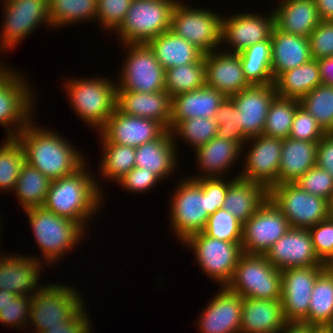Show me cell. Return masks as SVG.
<instances>
[{
    "instance_id": "cell-1",
    "label": "cell",
    "mask_w": 333,
    "mask_h": 333,
    "mask_svg": "<svg viewBox=\"0 0 333 333\" xmlns=\"http://www.w3.org/2000/svg\"><path fill=\"white\" fill-rule=\"evenodd\" d=\"M33 124L31 121L16 136L23 145L26 163L51 180L70 175L86 163L81 152L61 135Z\"/></svg>"
},
{
    "instance_id": "cell-2",
    "label": "cell",
    "mask_w": 333,
    "mask_h": 333,
    "mask_svg": "<svg viewBox=\"0 0 333 333\" xmlns=\"http://www.w3.org/2000/svg\"><path fill=\"white\" fill-rule=\"evenodd\" d=\"M85 167L84 164L76 172L52 180L43 204L55 215L75 221L84 230L87 226L84 223L97 213L102 200L97 181Z\"/></svg>"
},
{
    "instance_id": "cell-3",
    "label": "cell",
    "mask_w": 333,
    "mask_h": 333,
    "mask_svg": "<svg viewBox=\"0 0 333 333\" xmlns=\"http://www.w3.org/2000/svg\"><path fill=\"white\" fill-rule=\"evenodd\" d=\"M179 0H132L128 13L115 30L123 44H147L171 29L172 13Z\"/></svg>"
},
{
    "instance_id": "cell-4",
    "label": "cell",
    "mask_w": 333,
    "mask_h": 333,
    "mask_svg": "<svg viewBox=\"0 0 333 333\" xmlns=\"http://www.w3.org/2000/svg\"><path fill=\"white\" fill-rule=\"evenodd\" d=\"M28 215L36 243L44 259L54 263L59 257L74 249L85 235L84 229L75 221L57 216L43 206L24 210ZM77 243V244H76Z\"/></svg>"
},
{
    "instance_id": "cell-5",
    "label": "cell",
    "mask_w": 333,
    "mask_h": 333,
    "mask_svg": "<svg viewBox=\"0 0 333 333\" xmlns=\"http://www.w3.org/2000/svg\"><path fill=\"white\" fill-rule=\"evenodd\" d=\"M69 103L81 120L92 125L93 128H102L116 108V87L114 81L106 78L71 79L64 84Z\"/></svg>"
},
{
    "instance_id": "cell-6",
    "label": "cell",
    "mask_w": 333,
    "mask_h": 333,
    "mask_svg": "<svg viewBox=\"0 0 333 333\" xmlns=\"http://www.w3.org/2000/svg\"><path fill=\"white\" fill-rule=\"evenodd\" d=\"M226 287L243 298L281 300V271L265 255L243 253Z\"/></svg>"
},
{
    "instance_id": "cell-7",
    "label": "cell",
    "mask_w": 333,
    "mask_h": 333,
    "mask_svg": "<svg viewBox=\"0 0 333 333\" xmlns=\"http://www.w3.org/2000/svg\"><path fill=\"white\" fill-rule=\"evenodd\" d=\"M81 294L71 286L47 284L32 296L29 322L35 326L34 333H41L48 327L65 324L84 306Z\"/></svg>"
},
{
    "instance_id": "cell-8",
    "label": "cell",
    "mask_w": 333,
    "mask_h": 333,
    "mask_svg": "<svg viewBox=\"0 0 333 333\" xmlns=\"http://www.w3.org/2000/svg\"><path fill=\"white\" fill-rule=\"evenodd\" d=\"M269 198L284 214L291 228L309 229L329 218V201L309 194L295 183L273 186Z\"/></svg>"
},
{
    "instance_id": "cell-9",
    "label": "cell",
    "mask_w": 333,
    "mask_h": 333,
    "mask_svg": "<svg viewBox=\"0 0 333 333\" xmlns=\"http://www.w3.org/2000/svg\"><path fill=\"white\" fill-rule=\"evenodd\" d=\"M183 244L194 250L198 265L208 277L223 287L231 282L243 254L241 242H226L199 232L188 237Z\"/></svg>"
},
{
    "instance_id": "cell-10",
    "label": "cell",
    "mask_w": 333,
    "mask_h": 333,
    "mask_svg": "<svg viewBox=\"0 0 333 333\" xmlns=\"http://www.w3.org/2000/svg\"><path fill=\"white\" fill-rule=\"evenodd\" d=\"M181 182V184H180ZM172 196L171 225L181 242L203 232L208 221L207 194L192 177L179 181Z\"/></svg>"
},
{
    "instance_id": "cell-11",
    "label": "cell",
    "mask_w": 333,
    "mask_h": 333,
    "mask_svg": "<svg viewBox=\"0 0 333 333\" xmlns=\"http://www.w3.org/2000/svg\"><path fill=\"white\" fill-rule=\"evenodd\" d=\"M221 15L206 9H194L178 1L174 7L171 31L195 45L204 54L218 50L221 44Z\"/></svg>"
},
{
    "instance_id": "cell-12",
    "label": "cell",
    "mask_w": 333,
    "mask_h": 333,
    "mask_svg": "<svg viewBox=\"0 0 333 333\" xmlns=\"http://www.w3.org/2000/svg\"><path fill=\"white\" fill-rule=\"evenodd\" d=\"M128 46L127 61L123 64L117 86L122 90L153 93L165 90L166 70L158 62L148 44Z\"/></svg>"
},
{
    "instance_id": "cell-13",
    "label": "cell",
    "mask_w": 333,
    "mask_h": 333,
    "mask_svg": "<svg viewBox=\"0 0 333 333\" xmlns=\"http://www.w3.org/2000/svg\"><path fill=\"white\" fill-rule=\"evenodd\" d=\"M290 229L280 209L268 200L243 224V253L265 255L269 248Z\"/></svg>"
},
{
    "instance_id": "cell-14",
    "label": "cell",
    "mask_w": 333,
    "mask_h": 333,
    "mask_svg": "<svg viewBox=\"0 0 333 333\" xmlns=\"http://www.w3.org/2000/svg\"><path fill=\"white\" fill-rule=\"evenodd\" d=\"M324 269L310 266L281 271V304L286 322L302 323L307 318L314 283Z\"/></svg>"
},
{
    "instance_id": "cell-15",
    "label": "cell",
    "mask_w": 333,
    "mask_h": 333,
    "mask_svg": "<svg viewBox=\"0 0 333 333\" xmlns=\"http://www.w3.org/2000/svg\"><path fill=\"white\" fill-rule=\"evenodd\" d=\"M5 16L1 30L2 50L15 47L41 23L50 25L48 0H4ZM5 48V49H4Z\"/></svg>"
},
{
    "instance_id": "cell-16",
    "label": "cell",
    "mask_w": 333,
    "mask_h": 333,
    "mask_svg": "<svg viewBox=\"0 0 333 333\" xmlns=\"http://www.w3.org/2000/svg\"><path fill=\"white\" fill-rule=\"evenodd\" d=\"M24 80L22 74L13 72L0 85V124L7 127V138H16L33 119V94ZM12 126L14 129L11 130Z\"/></svg>"
},
{
    "instance_id": "cell-17",
    "label": "cell",
    "mask_w": 333,
    "mask_h": 333,
    "mask_svg": "<svg viewBox=\"0 0 333 333\" xmlns=\"http://www.w3.org/2000/svg\"><path fill=\"white\" fill-rule=\"evenodd\" d=\"M252 141V148L248 150L245 159L244 171L237 177L261 184L270 190L277 185L283 139L262 134L247 139V143Z\"/></svg>"
},
{
    "instance_id": "cell-18",
    "label": "cell",
    "mask_w": 333,
    "mask_h": 333,
    "mask_svg": "<svg viewBox=\"0 0 333 333\" xmlns=\"http://www.w3.org/2000/svg\"><path fill=\"white\" fill-rule=\"evenodd\" d=\"M269 14L264 18L262 14L247 12L233 14L228 19L222 17L221 43L229 42V45H232V52L231 50L228 52L238 54L258 42L271 41L275 16L273 12Z\"/></svg>"
},
{
    "instance_id": "cell-19",
    "label": "cell",
    "mask_w": 333,
    "mask_h": 333,
    "mask_svg": "<svg viewBox=\"0 0 333 333\" xmlns=\"http://www.w3.org/2000/svg\"><path fill=\"white\" fill-rule=\"evenodd\" d=\"M276 95L275 86L272 83L251 85L231 96L238 110V128L246 139L263 134L266 116Z\"/></svg>"
},
{
    "instance_id": "cell-20",
    "label": "cell",
    "mask_w": 333,
    "mask_h": 333,
    "mask_svg": "<svg viewBox=\"0 0 333 333\" xmlns=\"http://www.w3.org/2000/svg\"><path fill=\"white\" fill-rule=\"evenodd\" d=\"M280 271L292 267L324 266L316 255L309 229L291 228L265 253Z\"/></svg>"
},
{
    "instance_id": "cell-21",
    "label": "cell",
    "mask_w": 333,
    "mask_h": 333,
    "mask_svg": "<svg viewBox=\"0 0 333 333\" xmlns=\"http://www.w3.org/2000/svg\"><path fill=\"white\" fill-rule=\"evenodd\" d=\"M98 131L107 143L136 148L158 139L166 129L157 121L129 116L115 108L105 125Z\"/></svg>"
},
{
    "instance_id": "cell-22",
    "label": "cell",
    "mask_w": 333,
    "mask_h": 333,
    "mask_svg": "<svg viewBox=\"0 0 333 333\" xmlns=\"http://www.w3.org/2000/svg\"><path fill=\"white\" fill-rule=\"evenodd\" d=\"M206 86L231 97L251 85L245 79L242 62L237 53L210 52L204 54Z\"/></svg>"
},
{
    "instance_id": "cell-23",
    "label": "cell",
    "mask_w": 333,
    "mask_h": 333,
    "mask_svg": "<svg viewBox=\"0 0 333 333\" xmlns=\"http://www.w3.org/2000/svg\"><path fill=\"white\" fill-rule=\"evenodd\" d=\"M116 108L129 116L159 122L166 130L172 116V97L165 91H128L116 87Z\"/></svg>"
},
{
    "instance_id": "cell-24",
    "label": "cell",
    "mask_w": 333,
    "mask_h": 333,
    "mask_svg": "<svg viewBox=\"0 0 333 333\" xmlns=\"http://www.w3.org/2000/svg\"><path fill=\"white\" fill-rule=\"evenodd\" d=\"M243 297L222 287L199 317L202 333H240Z\"/></svg>"
},
{
    "instance_id": "cell-25",
    "label": "cell",
    "mask_w": 333,
    "mask_h": 333,
    "mask_svg": "<svg viewBox=\"0 0 333 333\" xmlns=\"http://www.w3.org/2000/svg\"><path fill=\"white\" fill-rule=\"evenodd\" d=\"M0 255V290L20 296H33L44 287L37 282L42 269L41 260L17 254L9 257L8 254Z\"/></svg>"
},
{
    "instance_id": "cell-26",
    "label": "cell",
    "mask_w": 333,
    "mask_h": 333,
    "mask_svg": "<svg viewBox=\"0 0 333 333\" xmlns=\"http://www.w3.org/2000/svg\"><path fill=\"white\" fill-rule=\"evenodd\" d=\"M312 58L307 37L279 30L276 26L271 35V70L275 80L281 73L297 68Z\"/></svg>"
},
{
    "instance_id": "cell-27",
    "label": "cell",
    "mask_w": 333,
    "mask_h": 333,
    "mask_svg": "<svg viewBox=\"0 0 333 333\" xmlns=\"http://www.w3.org/2000/svg\"><path fill=\"white\" fill-rule=\"evenodd\" d=\"M226 96L216 89L204 86L172 97L171 131L180 121L198 117L214 118Z\"/></svg>"
},
{
    "instance_id": "cell-28",
    "label": "cell",
    "mask_w": 333,
    "mask_h": 333,
    "mask_svg": "<svg viewBox=\"0 0 333 333\" xmlns=\"http://www.w3.org/2000/svg\"><path fill=\"white\" fill-rule=\"evenodd\" d=\"M286 323L281 300L243 298L240 333H279Z\"/></svg>"
},
{
    "instance_id": "cell-29",
    "label": "cell",
    "mask_w": 333,
    "mask_h": 333,
    "mask_svg": "<svg viewBox=\"0 0 333 333\" xmlns=\"http://www.w3.org/2000/svg\"><path fill=\"white\" fill-rule=\"evenodd\" d=\"M273 14L279 30L307 38L321 22L314 0H283Z\"/></svg>"
},
{
    "instance_id": "cell-30",
    "label": "cell",
    "mask_w": 333,
    "mask_h": 333,
    "mask_svg": "<svg viewBox=\"0 0 333 333\" xmlns=\"http://www.w3.org/2000/svg\"><path fill=\"white\" fill-rule=\"evenodd\" d=\"M318 142L283 139L277 185L294 183L316 166Z\"/></svg>"
},
{
    "instance_id": "cell-31",
    "label": "cell",
    "mask_w": 333,
    "mask_h": 333,
    "mask_svg": "<svg viewBox=\"0 0 333 333\" xmlns=\"http://www.w3.org/2000/svg\"><path fill=\"white\" fill-rule=\"evenodd\" d=\"M171 131L135 148V167L151 170L160 181L171 175L177 165L176 143Z\"/></svg>"
},
{
    "instance_id": "cell-32",
    "label": "cell",
    "mask_w": 333,
    "mask_h": 333,
    "mask_svg": "<svg viewBox=\"0 0 333 333\" xmlns=\"http://www.w3.org/2000/svg\"><path fill=\"white\" fill-rule=\"evenodd\" d=\"M269 198V190L237 177L228 187L223 209L244 224Z\"/></svg>"
},
{
    "instance_id": "cell-33",
    "label": "cell",
    "mask_w": 333,
    "mask_h": 333,
    "mask_svg": "<svg viewBox=\"0 0 333 333\" xmlns=\"http://www.w3.org/2000/svg\"><path fill=\"white\" fill-rule=\"evenodd\" d=\"M243 149L244 147L236 141H229L216 136L195 151L198 159L196 162L199 163V169L202 168L201 170L204 173H202L203 175H196L197 177L192 179L223 177V172H226L225 169L232 168V163L234 164L237 161L238 156L240 158V152ZM221 174L222 176H220Z\"/></svg>"
},
{
    "instance_id": "cell-34",
    "label": "cell",
    "mask_w": 333,
    "mask_h": 333,
    "mask_svg": "<svg viewBox=\"0 0 333 333\" xmlns=\"http://www.w3.org/2000/svg\"><path fill=\"white\" fill-rule=\"evenodd\" d=\"M161 66L171 67L198 62L204 53L195 45L176 35L171 30L165 31L148 43Z\"/></svg>"
},
{
    "instance_id": "cell-35",
    "label": "cell",
    "mask_w": 333,
    "mask_h": 333,
    "mask_svg": "<svg viewBox=\"0 0 333 333\" xmlns=\"http://www.w3.org/2000/svg\"><path fill=\"white\" fill-rule=\"evenodd\" d=\"M321 84L320 69L316 59L287 70L274 80L277 95L299 101Z\"/></svg>"
},
{
    "instance_id": "cell-36",
    "label": "cell",
    "mask_w": 333,
    "mask_h": 333,
    "mask_svg": "<svg viewBox=\"0 0 333 333\" xmlns=\"http://www.w3.org/2000/svg\"><path fill=\"white\" fill-rule=\"evenodd\" d=\"M311 326H333V272L324 269L317 277L311 294L307 318Z\"/></svg>"
},
{
    "instance_id": "cell-37",
    "label": "cell",
    "mask_w": 333,
    "mask_h": 333,
    "mask_svg": "<svg viewBox=\"0 0 333 333\" xmlns=\"http://www.w3.org/2000/svg\"><path fill=\"white\" fill-rule=\"evenodd\" d=\"M52 180L28 163H24L13 190L24 210L43 206Z\"/></svg>"
},
{
    "instance_id": "cell-38",
    "label": "cell",
    "mask_w": 333,
    "mask_h": 333,
    "mask_svg": "<svg viewBox=\"0 0 333 333\" xmlns=\"http://www.w3.org/2000/svg\"><path fill=\"white\" fill-rule=\"evenodd\" d=\"M245 79L250 85L274 83L271 70V41H261L238 53Z\"/></svg>"
},
{
    "instance_id": "cell-39",
    "label": "cell",
    "mask_w": 333,
    "mask_h": 333,
    "mask_svg": "<svg viewBox=\"0 0 333 333\" xmlns=\"http://www.w3.org/2000/svg\"><path fill=\"white\" fill-rule=\"evenodd\" d=\"M96 12L97 0H48L50 28L81 23L83 19L91 21L96 19Z\"/></svg>"
},
{
    "instance_id": "cell-40",
    "label": "cell",
    "mask_w": 333,
    "mask_h": 333,
    "mask_svg": "<svg viewBox=\"0 0 333 333\" xmlns=\"http://www.w3.org/2000/svg\"><path fill=\"white\" fill-rule=\"evenodd\" d=\"M205 85L204 56L196 63L171 67L166 70L165 91L171 97L202 88Z\"/></svg>"
},
{
    "instance_id": "cell-41",
    "label": "cell",
    "mask_w": 333,
    "mask_h": 333,
    "mask_svg": "<svg viewBox=\"0 0 333 333\" xmlns=\"http://www.w3.org/2000/svg\"><path fill=\"white\" fill-rule=\"evenodd\" d=\"M103 158H101L100 168L105 178H110L118 182L131 169L135 167V147L107 143L102 137Z\"/></svg>"
},
{
    "instance_id": "cell-42",
    "label": "cell",
    "mask_w": 333,
    "mask_h": 333,
    "mask_svg": "<svg viewBox=\"0 0 333 333\" xmlns=\"http://www.w3.org/2000/svg\"><path fill=\"white\" fill-rule=\"evenodd\" d=\"M299 105V100L276 95L266 116L263 135L281 139L288 138Z\"/></svg>"
},
{
    "instance_id": "cell-43",
    "label": "cell",
    "mask_w": 333,
    "mask_h": 333,
    "mask_svg": "<svg viewBox=\"0 0 333 333\" xmlns=\"http://www.w3.org/2000/svg\"><path fill=\"white\" fill-rule=\"evenodd\" d=\"M300 105L311 114L326 133H333V86L321 84L306 94Z\"/></svg>"
},
{
    "instance_id": "cell-44",
    "label": "cell",
    "mask_w": 333,
    "mask_h": 333,
    "mask_svg": "<svg viewBox=\"0 0 333 333\" xmlns=\"http://www.w3.org/2000/svg\"><path fill=\"white\" fill-rule=\"evenodd\" d=\"M25 163V151L17 138H7L0 147V190L13 191Z\"/></svg>"
},
{
    "instance_id": "cell-45",
    "label": "cell",
    "mask_w": 333,
    "mask_h": 333,
    "mask_svg": "<svg viewBox=\"0 0 333 333\" xmlns=\"http://www.w3.org/2000/svg\"><path fill=\"white\" fill-rule=\"evenodd\" d=\"M218 125L214 118L198 117L180 121L172 130L174 139L179 136L197 150L216 137ZM176 136V137H174Z\"/></svg>"
},
{
    "instance_id": "cell-46",
    "label": "cell",
    "mask_w": 333,
    "mask_h": 333,
    "mask_svg": "<svg viewBox=\"0 0 333 333\" xmlns=\"http://www.w3.org/2000/svg\"><path fill=\"white\" fill-rule=\"evenodd\" d=\"M242 229L243 224L222 208L208 217L203 232L207 236L226 242H242Z\"/></svg>"
},
{
    "instance_id": "cell-47",
    "label": "cell",
    "mask_w": 333,
    "mask_h": 333,
    "mask_svg": "<svg viewBox=\"0 0 333 333\" xmlns=\"http://www.w3.org/2000/svg\"><path fill=\"white\" fill-rule=\"evenodd\" d=\"M214 121L218 125L216 136L229 141H236L242 147L247 142L242 131L238 128V110L231 97H226L219 106Z\"/></svg>"
},
{
    "instance_id": "cell-48",
    "label": "cell",
    "mask_w": 333,
    "mask_h": 333,
    "mask_svg": "<svg viewBox=\"0 0 333 333\" xmlns=\"http://www.w3.org/2000/svg\"><path fill=\"white\" fill-rule=\"evenodd\" d=\"M294 183L309 194L322 197L328 201L333 195V177L317 165L308 170Z\"/></svg>"
},
{
    "instance_id": "cell-49",
    "label": "cell",
    "mask_w": 333,
    "mask_h": 333,
    "mask_svg": "<svg viewBox=\"0 0 333 333\" xmlns=\"http://www.w3.org/2000/svg\"><path fill=\"white\" fill-rule=\"evenodd\" d=\"M132 0H97L96 19L104 29L116 30L128 13Z\"/></svg>"
},
{
    "instance_id": "cell-50",
    "label": "cell",
    "mask_w": 333,
    "mask_h": 333,
    "mask_svg": "<svg viewBox=\"0 0 333 333\" xmlns=\"http://www.w3.org/2000/svg\"><path fill=\"white\" fill-rule=\"evenodd\" d=\"M326 132L305 108L299 105L292 122L290 138L303 141H319Z\"/></svg>"
},
{
    "instance_id": "cell-51",
    "label": "cell",
    "mask_w": 333,
    "mask_h": 333,
    "mask_svg": "<svg viewBox=\"0 0 333 333\" xmlns=\"http://www.w3.org/2000/svg\"><path fill=\"white\" fill-rule=\"evenodd\" d=\"M308 40L313 59L333 56V21H321Z\"/></svg>"
},
{
    "instance_id": "cell-52",
    "label": "cell",
    "mask_w": 333,
    "mask_h": 333,
    "mask_svg": "<svg viewBox=\"0 0 333 333\" xmlns=\"http://www.w3.org/2000/svg\"><path fill=\"white\" fill-rule=\"evenodd\" d=\"M237 178L232 180H224L222 177L213 178H197L194 179L207 194L208 215H212L218 209L223 208V203L228 192L229 185Z\"/></svg>"
},
{
    "instance_id": "cell-53",
    "label": "cell",
    "mask_w": 333,
    "mask_h": 333,
    "mask_svg": "<svg viewBox=\"0 0 333 333\" xmlns=\"http://www.w3.org/2000/svg\"><path fill=\"white\" fill-rule=\"evenodd\" d=\"M314 251L325 263L333 254V219L328 218L309 228Z\"/></svg>"
},
{
    "instance_id": "cell-54",
    "label": "cell",
    "mask_w": 333,
    "mask_h": 333,
    "mask_svg": "<svg viewBox=\"0 0 333 333\" xmlns=\"http://www.w3.org/2000/svg\"><path fill=\"white\" fill-rule=\"evenodd\" d=\"M32 296L17 295L11 302L0 310V323L21 329L28 324ZM18 326V327H17Z\"/></svg>"
},
{
    "instance_id": "cell-55",
    "label": "cell",
    "mask_w": 333,
    "mask_h": 333,
    "mask_svg": "<svg viewBox=\"0 0 333 333\" xmlns=\"http://www.w3.org/2000/svg\"><path fill=\"white\" fill-rule=\"evenodd\" d=\"M160 179L151 171L140 167H134L124 177H122L117 184L126 188L129 192L144 193L150 190Z\"/></svg>"
},
{
    "instance_id": "cell-56",
    "label": "cell",
    "mask_w": 333,
    "mask_h": 333,
    "mask_svg": "<svg viewBox=\"0 0 333 333\" xmlns=\"http://www.w3.org/2000/svg\"><path fill=\"white\" fill-rule=\"evenodd\" d=\"M83 306L65 326L48 327L41 333H91L89 318Z\"/></svg>"
},
{
    "instance_id": "cell-57",
    "label": "cell",
    "mask_w": 333,
    "mask_h": 333,
    "mask_svg": "<svg viewBox=\"0 0 333 333\" xmlns=\"http://www.w3.org/2000/svg\"><path fill=\"white\" fill-rule=\"evenodd\" d=\"M316 165L333 177V133H326L319 140Z\"/></svg>"
},
{
    "instance_id": "cell-58",
    "label": "cell",
    "mask_w": 333,
    "mask_h": 333,
    "mask_svg": "<svg viewBox=\"0 0 333 333\" xmlns=\"http://www.w3.org/2000/svg\"><path fill=\"white\" fill-rule=\"evenodd\" d=\"M322 84L333 86V56L318 59Z\"/></svg>"
},
{
    "instance_id": "cell-59",
    "label": "cell",
    "mask_w": 333,
    "mask_h": 333,
    "mask_svg": "<svg viewBox=\"0 0 333 333\" xmlns=\"http://www.w3.org/2000/svg\"><path fill=\"white\" fill-rule=\"evenodd\" d=\"M321 21H333V0H314Z\"/></svg>"
},
{
    "instance_id": "cell-60",
    "label": "cell",
    "mask_w": 333,
    "mask_h": 333,
    "mask_svg": "<svg viewBox=\"0 0 333 333\" xmlns=\"http://www.w3.org/2000/svg\"><path fill=\"white\" fill-rule=\"evenodd\" d=\"M310 325L300 322H287L279 333H309Z\"/></svg>"
},
{
    "instance_id": "cell-61",
    "label": "cell",
    "mask_w": 333,
    "mask_h": 333,
    "mask_svg": "<svg viewBox=\"0 0 333 333\" xmlns=\"http://www.w3.org/2000/svg\"><path fill=\"white\" fill-rule=\"evenodd\" d=\"M17 295L13 292L7 290H0V310H2L6 305L11 302V299L15 298Z\"/></svg>"
},
{
    "instance_id": "cell-62",
    "label": "cell",
    "mask_w": 333,
    "mask_h": 333,
    "mask_svg": "<svg viewBox=\"0 0 333 333\" xmlns=\"http://www.w3.org/2000/svg\"><path fill=\"white\" fill-rule=\"evenodd\" d=\"M309 333H333V326H311Z\"/></svg>"
},
{
    "instance_id": "cell-63",
    "label": "cell",
    "mask_w": 333,
    "mask_h": 333,
    "mask_svg": "<svg viewBox=\"0 0 333 333\" xmlns=\"http://www.w3.org/2000/svg\"><path fill=\"white\" fill-rule=\"evenodd\" d=\"M5 65L1 66L0 64V85L14 72V70L11 71L8 67L5 68Z\"/></svg>"
},
{
    "instance_id": "cell-64",
    "label": "cell",
    "mask_w": 333,
    "mask_h": 333,
    "mask_svg": "<svg viewBox=\"0 0 333 333\" xmlns=\"http://www.w3.org/2000/svg\"><path fill=\"white\" fill-rule=\"evenodd\" d=\"M324 268L328 271L333 272V254L331 257L324 263Z\"/></svg>"
},
{
    "instance_id": "cell-65",
    "label": "cell",
    "mask_w": 333,
    "mask_h": 333,
    "mask_svg": "<svg viewBox=\"0 0 333 333\" xmlns=\"http://www.w3.org/2000/svg\"><path fill=\"white\" fill-rule=\"evenodd\" d=\"M329 218L333 219V195L329 200Z\"/></svg>"
}]
</instances>
